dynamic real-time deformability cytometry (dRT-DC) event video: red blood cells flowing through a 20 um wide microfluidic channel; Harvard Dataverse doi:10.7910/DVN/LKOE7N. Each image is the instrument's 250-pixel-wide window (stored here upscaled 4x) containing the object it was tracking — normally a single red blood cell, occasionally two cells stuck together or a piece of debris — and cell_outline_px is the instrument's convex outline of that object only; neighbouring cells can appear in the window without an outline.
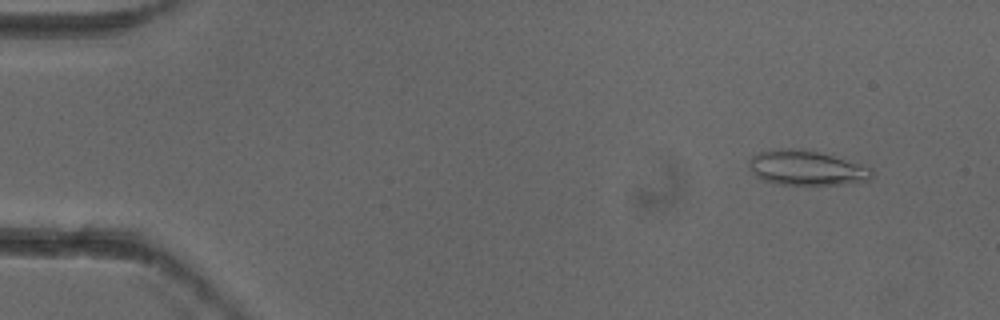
{"species": "common noctule bat (a hibernating species)", "species_latin": "Nyctalus noctula", "temperature_condition": "cold", "stored_images_in_passage": 5, "camera_frame_rate_fps": 3000, "um_per_image_px": 0.085, "animal": {"sex": "female"}, "frame": {"image": 1, "passage_image": 2, "time_ms": 0.333, "image_size_px": [1000, 320], "cell_outline_px": [[872, 176], [868, 180], [840, 184], [780, 184], [760, 180], [748, 168], [752, 156], [760, 152], [780, 148], [800, 148], [832, 156], [860, 164], [872, 168]], "centroid_in_image_um": [68.5, 14.27], "position_along_channel_um": 16.5, "area_um2": 24.57}}